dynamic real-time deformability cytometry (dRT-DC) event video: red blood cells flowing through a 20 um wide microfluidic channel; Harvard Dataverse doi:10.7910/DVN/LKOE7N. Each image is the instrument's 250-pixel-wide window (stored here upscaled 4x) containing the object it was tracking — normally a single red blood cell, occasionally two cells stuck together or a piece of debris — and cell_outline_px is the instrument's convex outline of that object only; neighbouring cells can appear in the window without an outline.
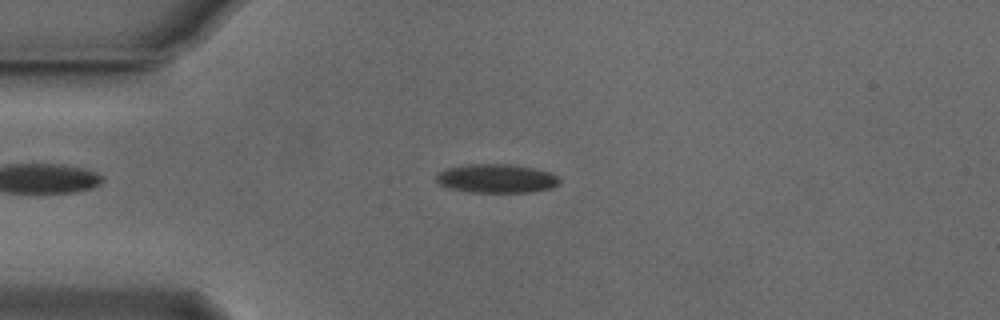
{"species": "Egyptian fruit bat (a non-hibernating species)", "species_latin": "Rousettus aegyptiacus", "temperature_condition": "cold", "stored_images_in_passage": 51, "camera_frame_rate_fps": 3000, "um_per_image_px": 0.085, "animal": {"sex": "male"}, "frame": {"image": 1, "passage_image": 11, "time_ms": 3.333, "image_size_px": [1000, 320], "cell_outline_px": [[560, 184], [552, 188], [528, 192], [468, 192], [452, 188], [440, 184], [436, 180], [436, 176], [440, 172], [448, 168], [468, 164], [512, 164], [532, 168], [548, 172], [556, 176], [560, 180]], "centroid_in_image_um": [42.22, 15.17], "position_along_channel_um": 42.8, "area_um2": 20.46}}
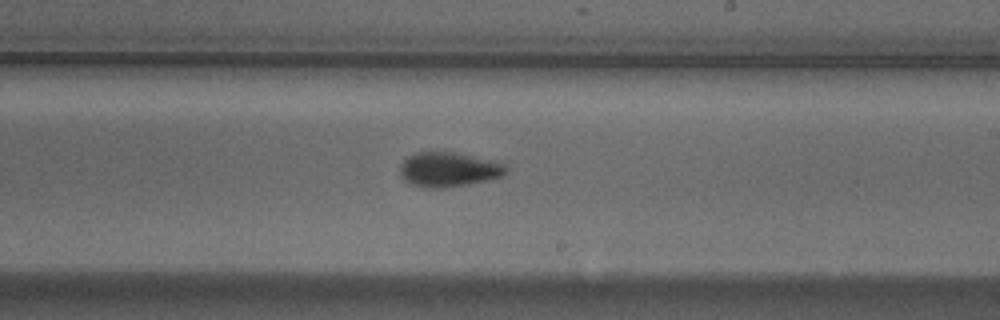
{"frame": {"image": 2, "passage_image": 29, "time_ms": 9.333, "image_size_px": [1000, 320], "cell_outline_px": [[508, 172], [492, 180], [468, 184], [440, 188], [428, 188], [412, 184], [404, 180], [400, 176], [400, 164], [408, 156], [416, 152], [452, 152], [500, 160], [508, 168]], "centroid_in_image_um": [38.18, 14.4], "position_along_channel_um": 250.8, "area_um2": 21.73}}
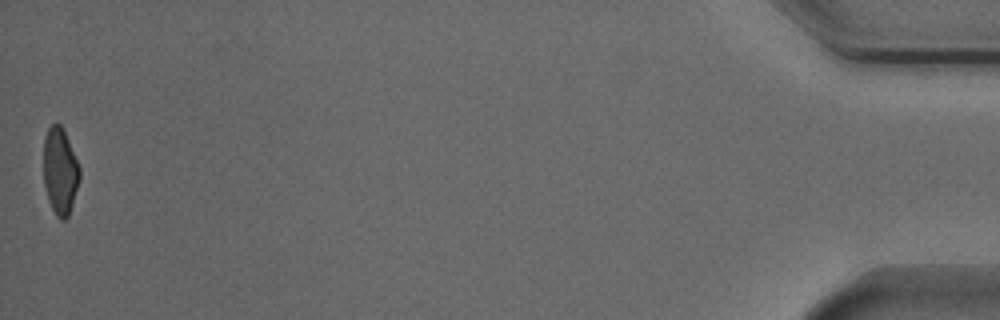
{"frame": {"image": 3, "passage_image": 51, "time_ms": 16.667, "image_size_px": [1000, 320], "cell_outline_px": [[80, 176], [72, 204], [68, 216], [64, 220], [60, 220], [56, 216], [48, 200], [44, 184], [44, 136], [48, 128], [52, 124], [60, 124], [64, 132], [80, 168]], "centroid_in_image_um": [5.09, 14.56], "position_along_channel_um": 430.1, "area_um2": 17.92}, "authors_computed_cell_mechanics": {"area_um2": 20.23, "velocity_mm_per_s": 3.8317, "shape_relaxation_time_tau1_ms": 2.7537, "shape_relaxation_time_tau2_ms": 3.6019, "deformation_change_tau1": 0.1147, "deformation_change_tau2": 0.0621}}